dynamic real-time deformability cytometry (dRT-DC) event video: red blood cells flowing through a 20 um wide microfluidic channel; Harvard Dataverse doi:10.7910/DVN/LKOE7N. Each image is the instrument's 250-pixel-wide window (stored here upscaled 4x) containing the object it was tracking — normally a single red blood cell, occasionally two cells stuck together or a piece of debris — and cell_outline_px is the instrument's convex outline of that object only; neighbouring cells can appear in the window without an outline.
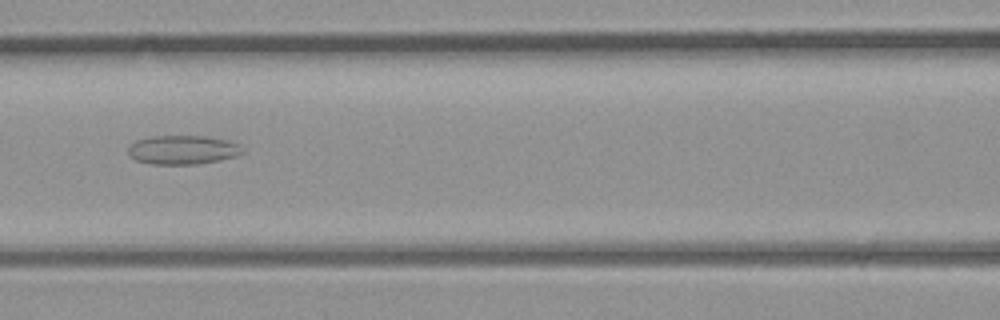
{"species": "common noctule bat (a hibernating species)", "species_latin": "Nyctalus noctula", "temperature_condition": "room temperature", "stored_images_in_passage": 22, "segment_of_instrument_passage": [1, 2], "camera_frame_rate_fps": 3000, "um_per_image_px": 0.085, "animal": {"sex": "male", "body_mass_g": 23.1, "forearm_length_mm": 52.7}, "frame": {"image": 1, "passage_image": 7, "time_ms": 2.0, "image_size_px": [1000, 320], "cell_outline_px": [[244, 152], [236, 156], [196, 164], [152, 164], [136, 160], [128, 156], [128, 144], [136, 140], [152, 136], [204, 136], [228, 140], [240, 144]], "centroid_in_image_um": [15.49, 12.73], "position_along_channel_um": 151.1, "area_um2": 19.36}}
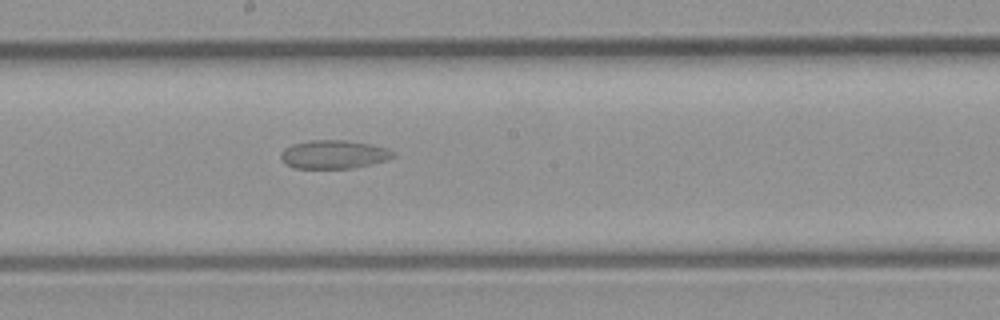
{"frame": {"image": 2, "passage_image": 11, "time_ms": 3.333, "image_size_px": [1000, 320], "cell_outline_px": [[396, 156], [372, 164], [352, 168], [292, 168], [284, 164], [280, 160], [280, 152], [284, 148], [292, 144], [312, 140], [344, 140], [368, 144], [388, 148], [396, 152]], "centroid_in_image_um": [28.33, 13.13], "position_along_channel_um": 219.9, "area_um2": 18.79}}
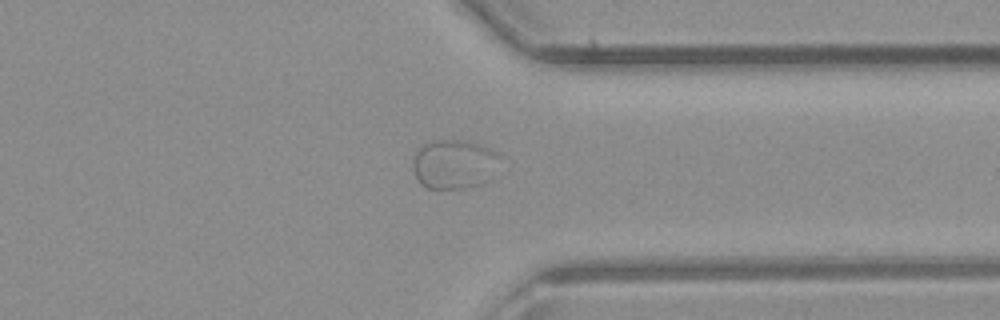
{"frame": {"image": 3, "passage_image": 20, "time_ms": 6.333, "image_size_px": [1000, 320], "cell_outline_px": [[500, 156], [492, 180], [484, 184], [468, 188], [428, 188], [420, 184], [416, 176], [412, 164], [412, 160], [416, 152], [424, 144], [432, 140], [468, 140], [480, 144], [496, 152]], "centroid_in_image_um": [38.62, 13.96], "position_along_channel_um": 372.8, "area_um2": 25.37}}